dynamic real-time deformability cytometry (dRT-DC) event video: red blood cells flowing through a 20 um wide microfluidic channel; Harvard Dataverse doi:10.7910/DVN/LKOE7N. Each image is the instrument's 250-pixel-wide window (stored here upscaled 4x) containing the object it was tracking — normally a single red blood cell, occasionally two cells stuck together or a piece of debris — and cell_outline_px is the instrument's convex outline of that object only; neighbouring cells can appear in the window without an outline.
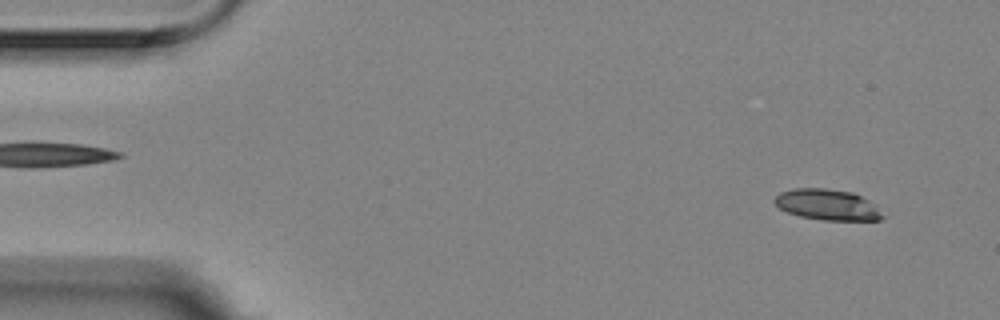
{"species": "Egyptian fruit bat (a non-hibernating species)", "species_latin": "Rousettus aegyptiacus", "temperature_condition": "room temperature", "stored_images_in_passage": 53, "camera_frame_rate_fps": 3000, "um_per_image_px": 0.085, "animal": {"sex": "female"}, "frame": {"image": 1, "passage_image": 1, "time_ms": 0.0, "image_size_px": [1000, 320], "cell_outline_px": [[888, 216], [880, 220], [824, 220], [800, 216], [788, 212], [780, 208], [772, 200], [780, 192], [792, 188], [824, 188], [852, 192], [876, 204]], "centroid_in_image_um": [70.39, 17.4], "position_along_channel_um": 14.6, "area_um2": 19.65}}
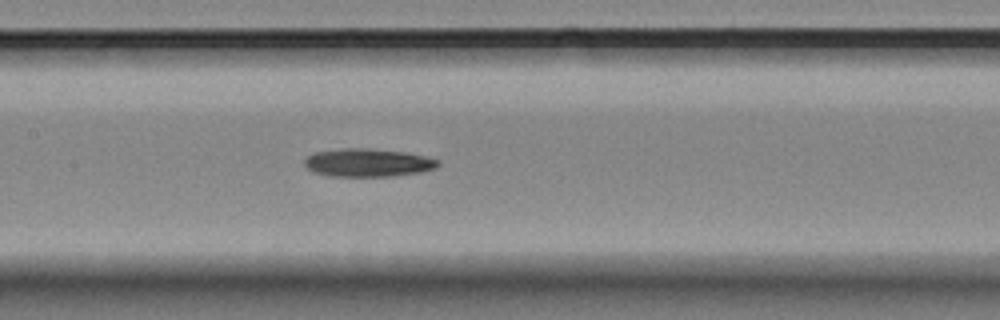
{"frame": {"image": 2, "passage_image": 23, "time_ms": 7.333, "image_size_px": [1000, 320], "cell_outline_px": [[440, 164], [436, 168], [420, 172], [392, 176], [328, 176], [312, 172], [304, 164], [304, 160], [312, 152], [340, 148], [372, 148], [404, 152], [424, 156], [440, 160]], "centroid_in_image_um": [31.24, 13.82], "position_along_channel_um": 176.2, "area_um2": 22.08}}
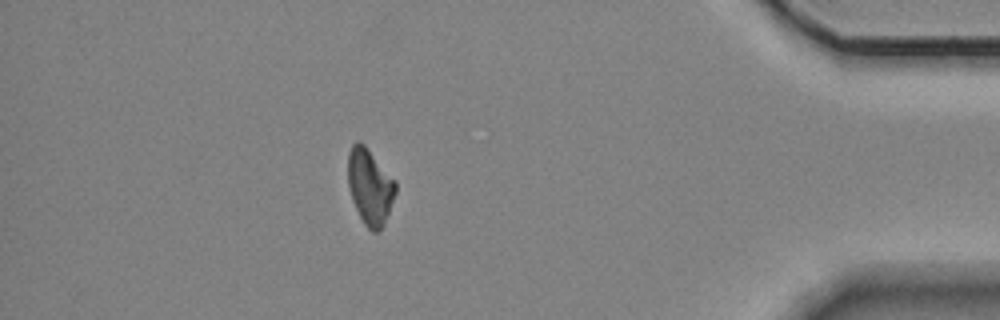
{"frame": {"image": 3, "passage_image": 46, "time_ms": 15.0, "image_size_px": [1000, 320], "cell_outline_px": [[396, 192], [384, 224], [376, 232], [372, 232], [364, 224], [352, 200], [348, 184], [348, 152], [352, 144], [356, 140], [360, 140], [364, 144], [396, 180]], "centroid_in_image_um": [31.44, 15.82], "position_along_channel_um": 403.8, "area_um2": 21.04}, "authors_computed_cell_mechanics": {"area_um2": 21.2704, "velocity_mm_per_s": 3.5497, "shape_relaxation_time_tau1_ms": 8.9788, "shape_relaxation_time_tau2_ms": null, "deformation_change_tau1": 0.1708, "deformation_change_tau2": null}}